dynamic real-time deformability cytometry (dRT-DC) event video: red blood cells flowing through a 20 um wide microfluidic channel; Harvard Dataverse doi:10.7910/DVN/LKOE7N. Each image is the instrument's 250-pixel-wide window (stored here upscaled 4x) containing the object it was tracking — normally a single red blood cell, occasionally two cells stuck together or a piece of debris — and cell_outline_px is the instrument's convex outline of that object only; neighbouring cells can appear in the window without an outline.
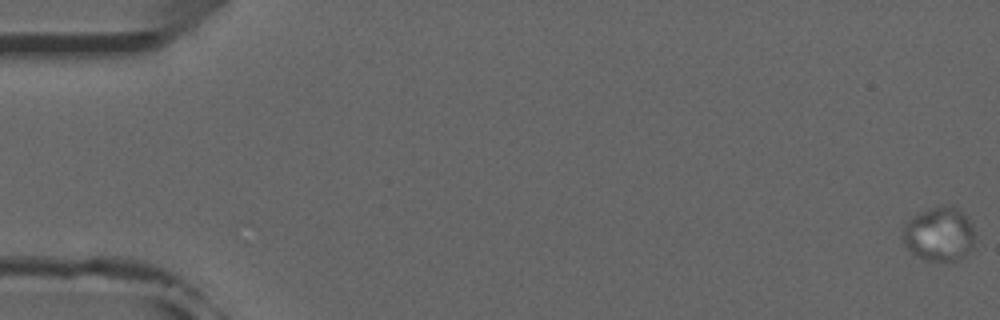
{"species": "common noctule bat (a hibernating species)", "species_latin": "Nyctalus noctula", "temperature_condition": "room temperature", "stored_images_in_passage": 12, "camera_frame_rate_fps": 3000, "um_per_image_px": 0.085, "animal": {"sex": "male", "forearm_length_mm": 52.5}, "frame": {"image": 1, "passage_image": 1, "time_ms": 0.0, "image_size_px": [1000, 320], "cell_outline_px": [[972, 248], [960, 260], [924, 260], [916, 256], [900, 240], [900, 236], [904, 224], [912, 216], [928, 208], [940, 204], [952, 204], [968, 216], [972, 224]], "centroid_in_image_um": [79.78, 19.86], "position_along_channel_um": 5.2, "area_um2": 23.18}}